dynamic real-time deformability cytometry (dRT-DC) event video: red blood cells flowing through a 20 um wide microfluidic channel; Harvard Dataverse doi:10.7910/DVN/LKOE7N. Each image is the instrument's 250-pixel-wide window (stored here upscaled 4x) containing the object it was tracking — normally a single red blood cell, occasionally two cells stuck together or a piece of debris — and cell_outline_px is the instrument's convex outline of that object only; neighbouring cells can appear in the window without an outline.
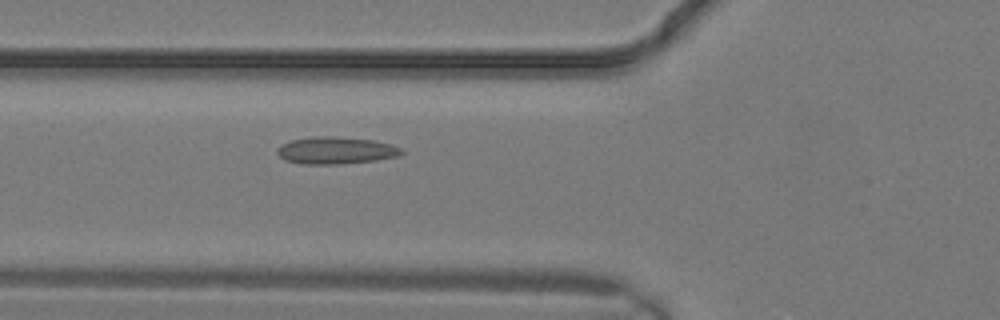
{"species": "common noctule bat (a hibernating species)", "species_latin": "Nyctalus noctula", "temperature_condition": "warm", "stored_images_in_passage": 10, "camera_frame_rate_fps": 3000, "um_per_image_px": 0.085, "animal": {"sex": "male", "body_mass_g": 19.2, "forearm_length_mm": 51.8}, "frame": {"image": 1, "passage_image": 10, "time_ms": 3.0, "image_size_px": [1000, 320], "cell_outline_px": [[404, 152], [400, 156], [376, 160], [340, 164], [304, 164], [284, 160], [276, 152], [276, 148], [280, 144], [292, 140], [312, 136], [328, 136], [372, 140], [392, 144], [400, 148]], "centroid_in_image_um": [28.52, 12.79], "position_along_channel_um": 97.3, "area_um2": 19.71}}